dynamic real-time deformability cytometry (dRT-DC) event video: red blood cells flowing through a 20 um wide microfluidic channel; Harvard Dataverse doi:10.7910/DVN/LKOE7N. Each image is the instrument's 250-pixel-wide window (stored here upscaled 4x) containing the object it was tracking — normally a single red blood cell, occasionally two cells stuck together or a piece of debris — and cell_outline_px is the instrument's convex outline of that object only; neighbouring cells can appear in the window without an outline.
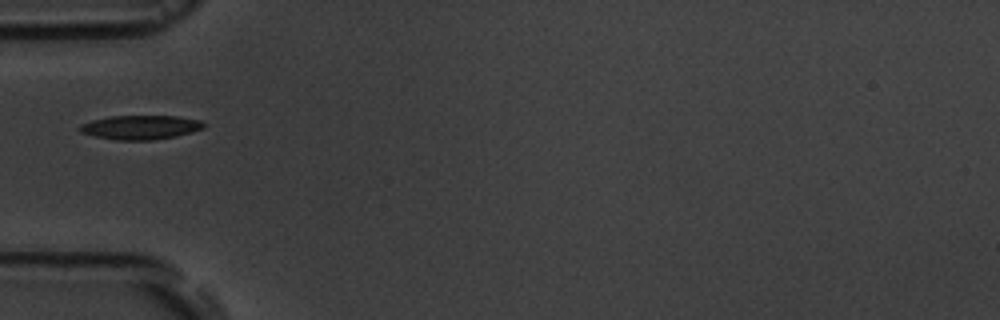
{"species": "common noctule bat (a hibernating species)", "species_latin": "Nyctalus noctula", "temperature_condition": "room temperature", "stored_images_in_passage": 12, "camera_frame_rate_fps": 3000, "um_per_image_px": 0.085, "animal": {"sex": "male", "body_mass_g": 19.5, "forearm_length_mm": 54.6}, "frame": {"image": 1, "passage_image": 1, "time_ms": 0.0, "image_size_px": [1000, 320], "cell_outline_px": [[208, 124], [204, 128], [192, 132], [176, 136], [152, 140], [116, 140], [96, 136], [80, 132], [76, 128], [80, 124], [92, 120], [112, 116], [176, 116], [200, 120]], "centroid_in_image_um": [11.95, 10.82], "position_along_channel_um": 73.0, "area_um2": 17.51}}
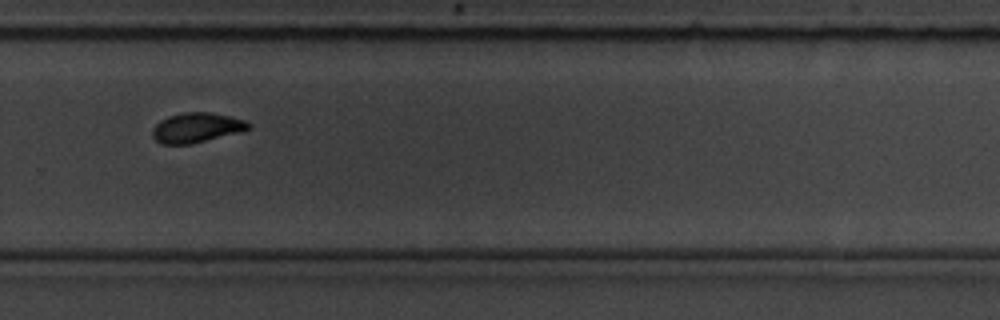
{"frame": {"image": 2, "passage_image": 7, "time_ms": 6.667, "image_size_px": [1000, 320], "cell_outline_px": [[252, 128], [244, 132], [188, 144], [160, 144], [152, 136], [152, 128], [160, 120], [168, 116], [184, 112], [208, 112], [228, 116], [244, 120], [252, 124]], "centroid_in_image_um": [16.73, 10.85], "position_along_channel_um": 313.1, "area_um2": 16.82}}
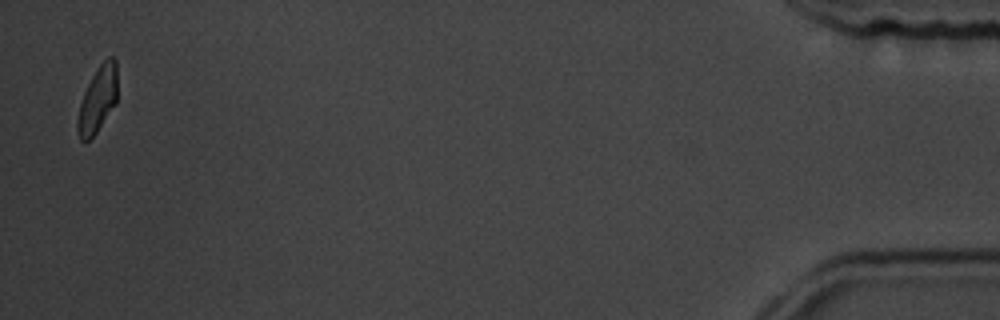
{"frame": {"image": 3, "passage_image": 12, "time_ms": 12.333, "image_size_px": [1000, 320], "cell_outline_px": [[116, 104], [96, 132], [88, 140], [80, 140], [76, 132], [76, 120], [80, 104], [84, 92], [96, 68], [108, 56], [112, 56], [116, 60]], "centroid_in_image_um": [8.28, 8.46], "position_along_channel_um": 426.9, "area_um2": 15.26}}